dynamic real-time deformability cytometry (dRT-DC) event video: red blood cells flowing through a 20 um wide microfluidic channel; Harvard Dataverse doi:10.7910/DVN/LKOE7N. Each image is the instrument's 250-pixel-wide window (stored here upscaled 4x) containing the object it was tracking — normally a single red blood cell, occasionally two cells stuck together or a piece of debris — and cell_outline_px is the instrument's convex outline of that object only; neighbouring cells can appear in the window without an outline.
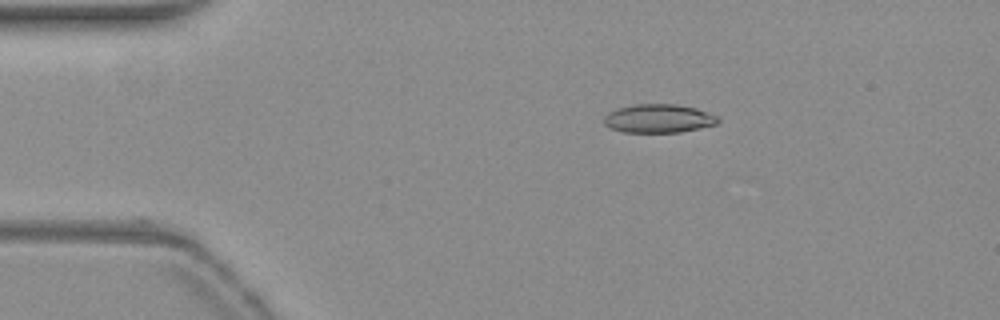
{"species": "common noctule bat (a hibernating species)", "species_latin": "Nyctalus noctula", "temperature_condition": "warm", "stored_images_in_passage": 45, "camera_frame_rate_fps": 3000, "um_per_image_px": 0.085, "animal": {"sex": "female", "body_mass_g": 19.3, "forearm_length_mm": 54.1}, "frame": {"image": 1, "passage_image": 1, "time_ms": 0.0, "image_size_px": [1000, 320], "cell_outline_px": [[720, 120], [716, 124], [680, 132], [624, 132], [612, 128], [604, 124], [604, 116], [608, 112], [616, 108], [632, 104], [676, 104], [696, 108], [708, 112], [716, 116]], "centroid_in_image_um": [55.95, 10.06], "position_along_channel_um": 29.0, "area_um2": 18.96}}
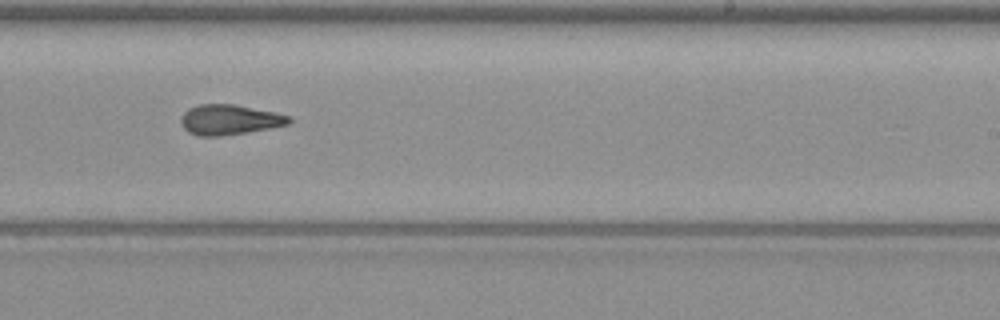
{"frame": {"image": 2, "passage_image": 24, "time_ms": 7.667, "image_size_px": [1000, 320], "cell_outline_px": [[292, 120], [288, 124], [268, 128], [220, 136], [200, 136], [188, 132], [184, 128], [180, 120], [180, 116], [188, 108], [200, 104], [232, 104], [272, 112], [288, 116]], "centroid_in_image_um": [19.43, 10.17], "position_along_channel_um": 269.6, "area_um2": 18.61}}
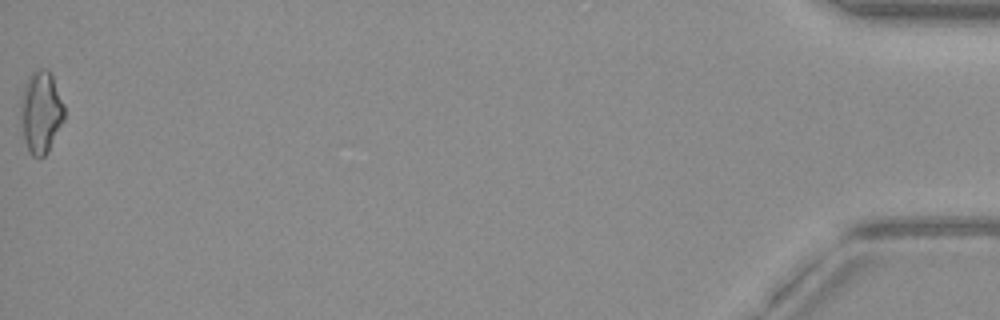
{"frame": {"image": 3, "passage_image": 45, "time_ms": 14.667, "image_size_px": [1000, 320], "cell_outline_px": [[64, 120], [48, 152], [40, 160], [32, 156], [24, 140], [20, 116], [20, 96], [24, 84], [28, 76], [32, 72], [40, 68], [48, 68], [52, 72], [64, 104]], "centroid_in_image_um": [3.47, 9.5], "position_along_channel_um": 431.7, "area_um2": 21.44}, "authors_computed_cell_mechanics": {"area_um2": 19.1318, "velocity_mm_per_s": 3.8432, "shape_relaxation_time_tau1_ms": null, "shape_relaxation_time_tau2_ms": 3.3283, "deformation_change_tau1": null, "deformation_change_tau2": 0.1119}}